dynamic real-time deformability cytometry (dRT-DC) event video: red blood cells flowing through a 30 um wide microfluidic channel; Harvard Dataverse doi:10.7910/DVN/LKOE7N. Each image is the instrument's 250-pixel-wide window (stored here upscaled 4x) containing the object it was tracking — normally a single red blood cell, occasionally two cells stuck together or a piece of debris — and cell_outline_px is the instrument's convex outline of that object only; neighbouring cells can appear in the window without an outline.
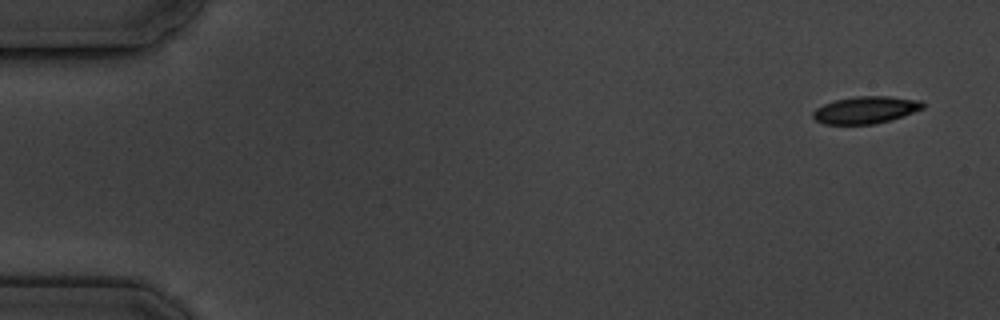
{"species": "common noctule bat (a hibernating species)", "species_latin": "Nyctalus noctula", "temperature_condition": "cold", "stored_images_in_passage": 5, "segment_of_instrument_passage": [1, 2], "camera_frame_rate_fps": 3000, "um_per_image_px": 0.085, "animal": {"sex": "male", "body_mass_g": 19.5, "forearm_length_mm": 54.6}, "frame": {"image": 1, "passage_image": 1, "time_ms": 0.0, "image_size_px": [1000, 320], "cell_outline_px": [[924, 108], [888, 120], [872, 124], [824, 124], [816, 120], [812, 116], [812, 112], [816, 108], [824, 104], [836, 100], [856, 96], [888, 96], [920, 100], [924, 104]], "centroid_in_image_um": [73.54, 9.33], "position_along_channel_um": 11.5, "area_um2": 17.11}}
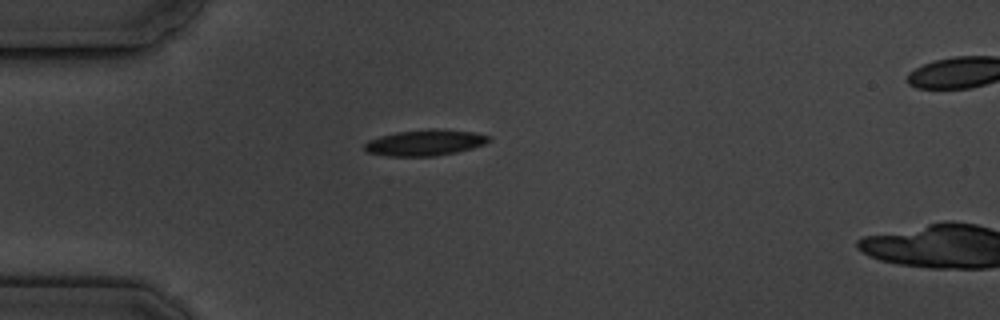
{"frame": {"image": 2, "passage_image": 4, "time_ms": 4.333, "image_size_px": [1000, 320], "cell_outline_px": [[492, 140], [484, 144], [472, 148], [456, 152], [436, 156], [388, 156], [368, 152], [364, 148], [364, 144], [368, 140], [380, 136], [396, 132], [432, 128], [476, 132], [488, 136]], "centroid_in_image_um": [36.13, 12.12], "position_along_channel_um": 48.9, "area_um2": 18.84}}